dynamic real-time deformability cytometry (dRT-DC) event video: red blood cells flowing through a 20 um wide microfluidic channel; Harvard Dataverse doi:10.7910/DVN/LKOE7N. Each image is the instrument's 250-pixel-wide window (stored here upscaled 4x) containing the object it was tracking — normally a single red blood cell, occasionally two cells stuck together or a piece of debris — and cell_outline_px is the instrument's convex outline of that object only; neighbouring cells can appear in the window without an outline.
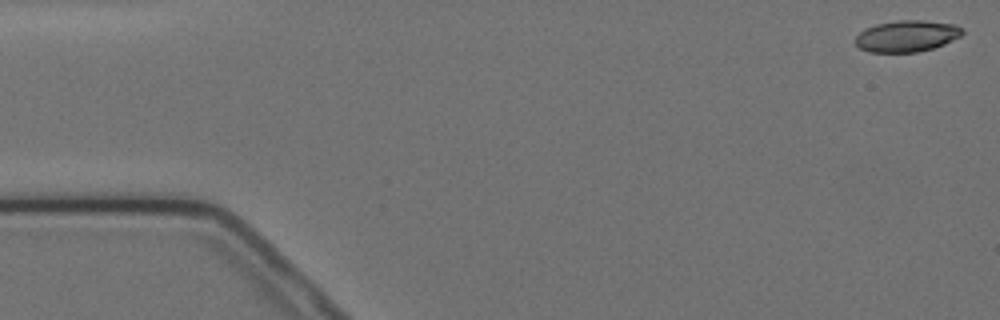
{"species": "Egyptian fruit bat (a non-hibernating species)", "species_latin": "Rousettus aegyptiacus", "temperature_condition": "cold", "stored_images_in_passage": 5, "camera_frame_rate_fps": 3000, "um_per_image_px": 0.085, "animal": {"sex": "female"}, "frame": {"image": 1, "passage_image": 1, "time_ms": 0.0, "image_size_px": [1000, 320], "cell_outline_px": [[964, 32], [960, 36], [944, 44], [932, 48], [916, 52], [868, 52], [860, 48], [856, 44], [856, 36], [864, 28], [876, 24], [896, 20], [920, 20], [956, 24], [964, 28]], "centroid_in_image_um": [77.08, 3.05], "position_along_channel_um": 7.9, "area_um2": 19.65}}
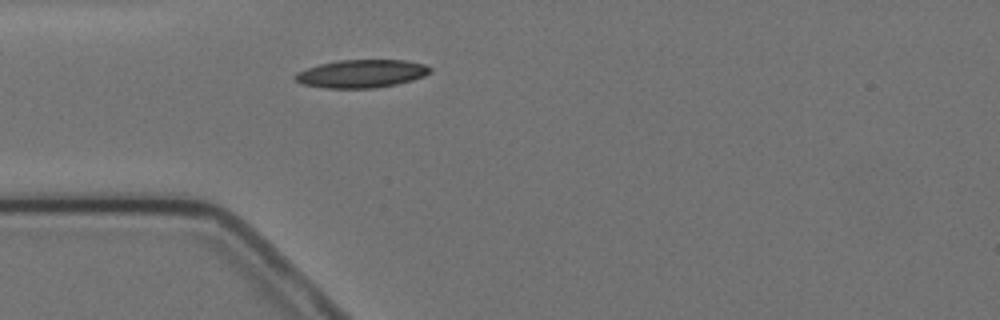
{"frame": {"image": 2, "passage_image": 5, "time_ms": 4.667, "image_size_px": [1000, 320], "cell_outline_px": [[432, 72], [424, 76], [412, 80], [396, 84], [376, 88], [324, 88], [304, 84], [296, 80], [292, 76], [296, 72], [320, 64], [340, 60], [404, 60], [424, 64], [432, 68]], "centroid_in_image_um": [30.74, 6.26], "position_along_channel_um": 54.3, "area_um2": 22.02}}